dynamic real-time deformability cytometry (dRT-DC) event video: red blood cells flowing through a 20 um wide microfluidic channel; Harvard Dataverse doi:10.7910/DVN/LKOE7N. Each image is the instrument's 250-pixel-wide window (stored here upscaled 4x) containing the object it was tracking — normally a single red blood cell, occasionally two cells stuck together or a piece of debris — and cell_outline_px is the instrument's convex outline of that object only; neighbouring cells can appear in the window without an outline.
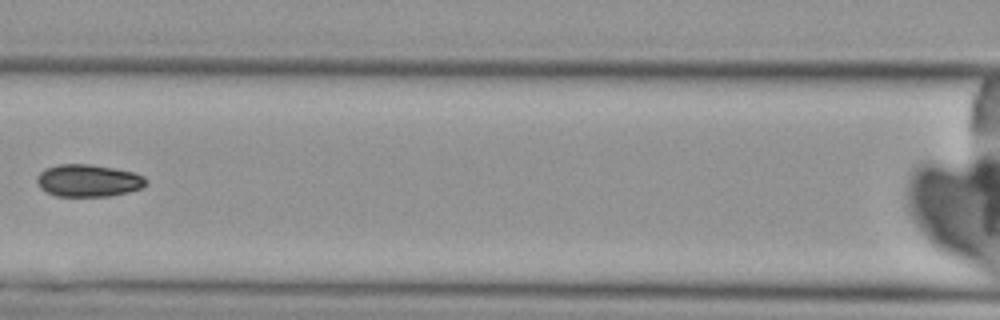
{"species": "Egyptian fruit bat (a non-hibernating species)", "species_latin": "Rousettus aegyptiacus", "temperature_condition": "cold", "stored_images_in_passage": 9, "camera_frame_rate_fps": 3000, "um_per_image_px": 0.085, "animal": {"sex": "female"}, "frame": {"image": 1, "passage_image": 8, "time_ms": 8.333, "image_size_px": [1000, 320], "cell_outline_px": [[148, 180], [140, 188], [128, 192], [108, 196], [56, 196], [40, 188], [36, 180], [36, 176], [44, 168], [56, 164], [88, 164], [116, 168], [132, 172], [144, 176]], "centroid_in_image_um": [7.47, 15.34], "position_along_channel_um": 159.1, "area_um2": 20.58}}
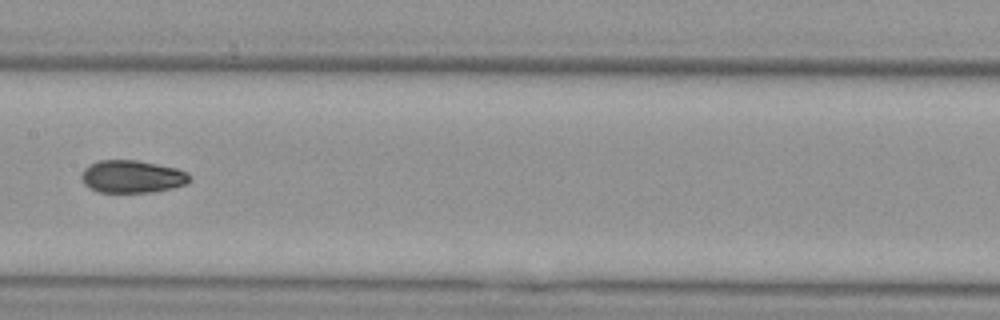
{"frame": {"image": 2, "passage_image": 9, "time_ms": 9.333, "image_size_px": [1000, 320], "cell_outline_px": [[192, 180], [188, 184], [152, 192], [96, 192], [88, 188], [84, 184], [80, 176], [84, 168], [88, 164], [100, 160], [136, 160], [176, 168], [188, 172], [192, 176]], "centroid_in_image_um": [11.22, 15.01], "position_along_channel_um": 196.2, "area_um2": 20.81}}